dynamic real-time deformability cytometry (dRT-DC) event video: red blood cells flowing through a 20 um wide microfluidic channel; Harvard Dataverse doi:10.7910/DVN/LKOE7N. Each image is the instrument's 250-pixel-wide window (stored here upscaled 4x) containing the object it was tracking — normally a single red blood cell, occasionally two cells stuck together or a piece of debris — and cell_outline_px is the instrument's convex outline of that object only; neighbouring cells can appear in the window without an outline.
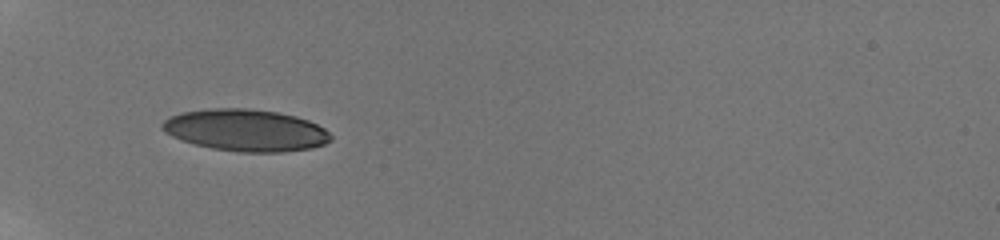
{"species": "human", "species_latin": "Homo sapiens", "temperature_condition": "room temperature", "stored_images_in_passage": 76, "camera_frame_rate_fps": 3000, "um_per_image_px": 0.085, "donor": {"sex": "male"}, "frame": {"image": 1, "passage_image": 1, "time_ms": 0.0, "image_size_px": [1000, 240], "cell_outline_px": [[332, 140], [324, 144], [312, 148], [284, 152], [240, 152], [212, 148], [180, 140], [164, 132], [160, 128], [160, 124], [164, 120], [172, 116], [184, 112], [212, 108], [248, 108], [276, 112], [296, 116], [308, 120], [324, 128], [332, 136]], "centroid_in_image_um": [20.89, 11.07], "position_along_channel_um": 64.1, "area_um2": 41.15}}
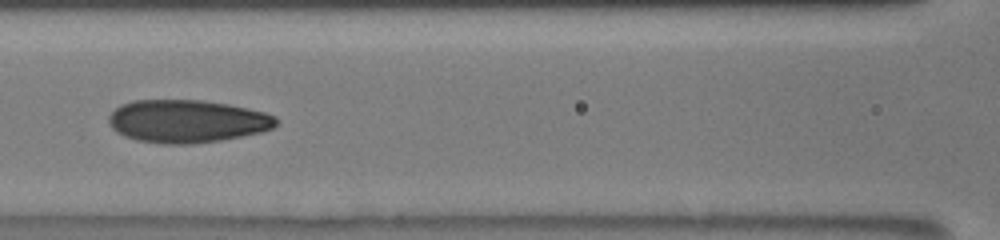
{"frame": {"image": 2, "passage_image": 15, "time_ms": 2.667, "image_size_px": [1000, 240], "cell_outline_px": [[276, 124], [272, 128], [260, 132], [220, 140], [192, 144], [164, 144], [136, 140], [124, 136], [116, 132], [108, 124], [108, 116], [120, 104], [132, 100], [200, 100], [228, 104], [264, 112], [276, 116]], "centroid_in_image_um": [15.84, 10.3], "position_along_channel_um": 150.8, "area_um2": 41.79}}
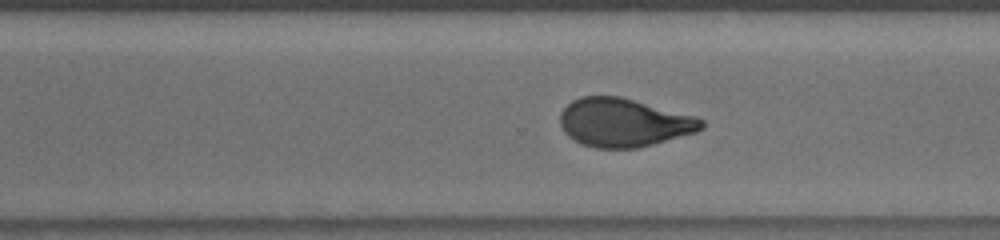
{"frame": {"image": 3, "passage_image": 43, "time_ms": 7.0, "image_size_px": [1000, 240], "cell_outline_px": [[704, 128], [696, 132], [652, 144], [636, 148], [596, 148], [580, 144], [568, 136], [564, 132], [560, 124], [560, 112], [572, 100], [580, 96], [620, 96], [696, 116], [704, 120]], "centroid_in_image_um": [53.0, 10.41], "position_along_channel_um": 317.6, "area_um2": 40.0}, "authors_computed_cell_mechanics": {"area_um2": 40.5467, "velocity_mm_per_s": 3.8645, "shape_relaxation_time_tau1_ms": 5.1868, "shape_relaxation_time_tau2_ms": 1.2997, "deformation_change_tau1": 0.1736, "deformation_change_tau2": 0.0662}}